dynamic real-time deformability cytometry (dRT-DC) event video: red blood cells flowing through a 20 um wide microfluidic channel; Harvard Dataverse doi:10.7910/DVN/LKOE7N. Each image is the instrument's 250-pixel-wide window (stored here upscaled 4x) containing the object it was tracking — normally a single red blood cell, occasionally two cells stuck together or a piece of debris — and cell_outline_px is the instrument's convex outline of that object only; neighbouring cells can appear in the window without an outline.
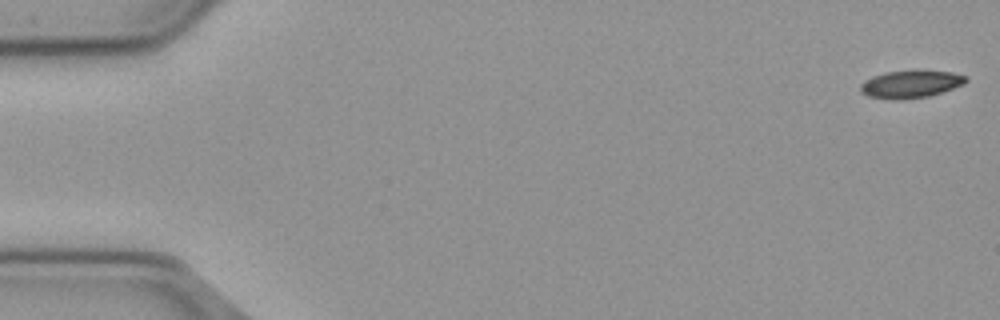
{"species": "common noctule bat (a hibernating species)", "species_latin": "Nyctalus noctula", "temperature_condition": "cold", "stored_images_in_passage": 57, "segment_of_instrument_passage": [1, 2], "camera_frame_rate_fps": 3000, "um_per_image_px": 0.085, "animal": {"sex": "male", "body_mass_g": 23.1, "forearm_length_mm": 52.7}, "frame": {"image": 1, "passage_image": 1, "time_ms": 0.0, "image_size_px": [1000, 320], "cell_outline_px": [[968, 80], [964, 84], [928, 96], [900, 100], [896, 100], [868, 96], [860, 92], [860, 84], [872, 76], [888, 72], [916, 68], [952, 72], [968, 76]], "centroid_in_image_um": [77.43, 7.11], "position_along_channel_um": 7.6, "area_um2": 17.34}}
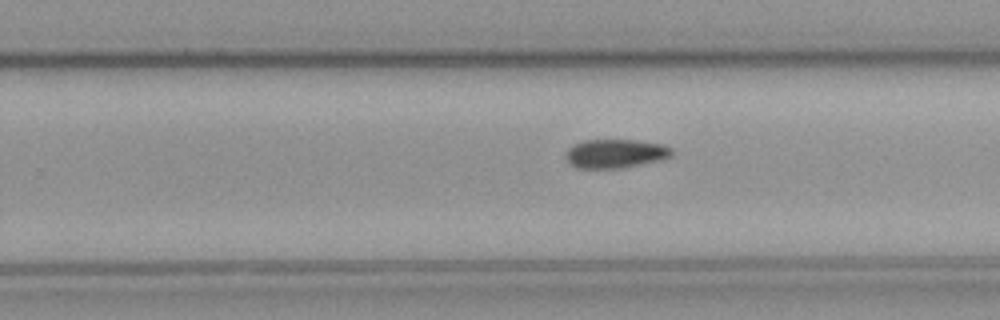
{"frame": {"image": 2, "passage_image": 35, "time_ms": 11.333, "image_size_px": [1000, 320], "cell_outline_px": [[672, 156], [660, 160], [620, 168], [576, 168], [568, 160], [568, 148], [584, 140], [636, 140], [664, 144], [672, 148]], "centroid_in_image_um": [52.37, 13.04], "position_along_channel_um": 277.4, "area_um2": 17.57}}
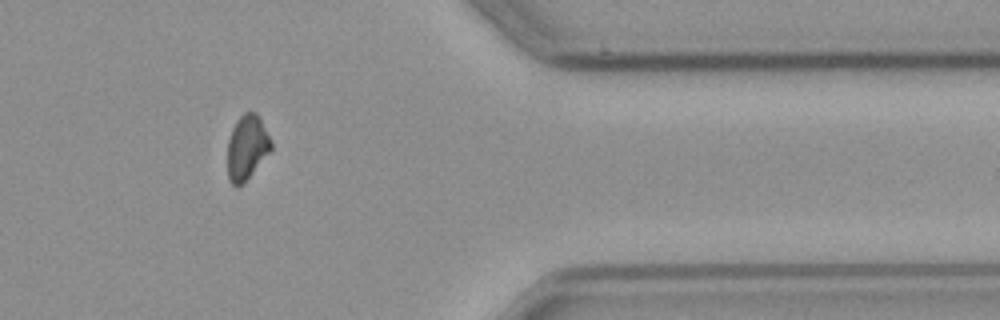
{"frame": {"image": 3, "passage_image": 46, "time_ms": 15.0, "image_size_px": [1000, 320], "cell_outline_px": [[272, 148], [252, 172], [236, 188], [228, 180], [228, 140], [232, 128], [236, 120], [244, 112], [256, 112], [272, 144]], "centroid_in_image_um": [20.95, 12.51], "position_along_channel_um": 390.5, "area_um2": 15.9}}